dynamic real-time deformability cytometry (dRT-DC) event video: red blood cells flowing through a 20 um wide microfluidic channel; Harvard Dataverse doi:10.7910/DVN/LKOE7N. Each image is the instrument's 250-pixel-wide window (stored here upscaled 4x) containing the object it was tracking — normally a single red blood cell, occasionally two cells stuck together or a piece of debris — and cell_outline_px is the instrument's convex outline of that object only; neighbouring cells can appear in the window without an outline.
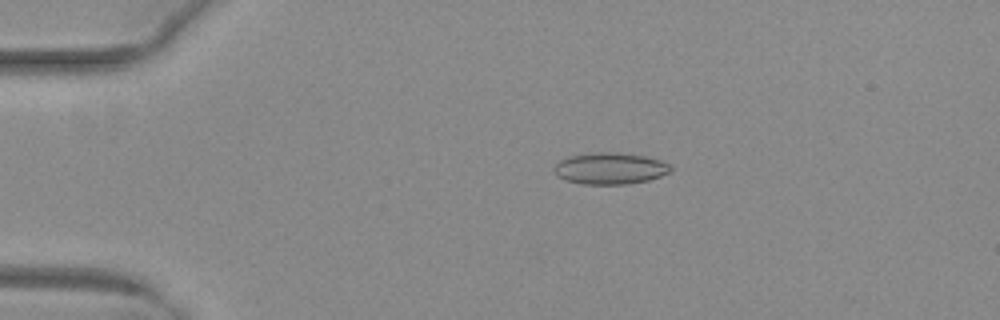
{"species": "common noctule bat (a hibernating species)", "species_latin": "Nyctalus noctula", "temperature_condition": "warm", "stored_images_in_passage": 43, "camera_frame_rate_fps": 3000, "um_per_image_px": 0.085, "animal": {"sex": "female", "body_mass_g": 29.2, "forearm_length_mm": 56.3}, "frame": {"image": 1, "passage_image": 2, "time_ms": 0.333, "image_size_px": [1000, 320], "cell_outline_px": [[672, 172], [648, 180], [628, 184], [580, 184], [564, 180], [556, 176], [552, 168], [560, 160], [568, 156], [592, 152], [616, 152], [644, 156], [660, 160], [668, 164], [672, 168]], "centroid_in_image_um": [51.81, 14.32], "position_along_channel_um": 33.2, "area_um2": 21.68}}
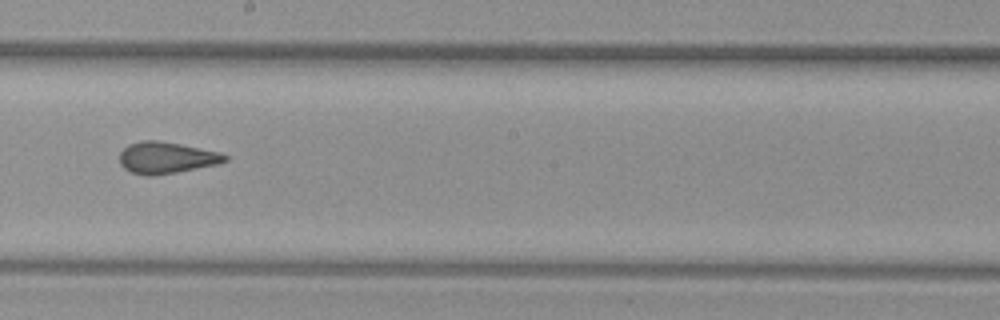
{"frame": {"image": 2, "passage_image": 21, "time_ms": 6.667, "image_size_px": [1000, 320], "cell_outline_px": [[228, 160], [216, 164], [176, 172], [152, 176], [148, 176], [132, 172], [124, 168], [120, 164], [120, 152], [128, 144], [140, 140], [156, 140], [180, 144], [220, 152], [228, 156]], "centroid_in_image_um": [14.12, 13.39], "position_along_channel_um": 234.1, "area_um2": 19.25}}
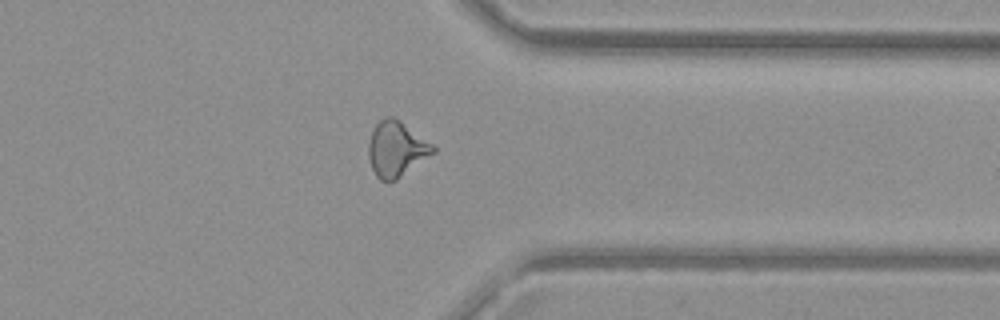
{"frame": {"image": 3, "passage_image": 32, "time_ms": 10.333, "image_size_px": [1000, 320], "cell_outline_px": [[436, 152], [396, 180], [380, 180], [376, 176], [372, 168], [368, 156], [368, 144], [372, 132], [376, 124], [384, 116], [392, 116], [400, 120], [432, 144], [436, 148]], "centroid_in_image_um": [33.69, 12.66], "position_along_channel_um": 377.7, "area_um2": 20.69}, "authors_computed_cell_mechanics": {"area_um2": 19.8832, "velocity_mm_per_s": 4.0329, "shape_relaxation_time_tau1_ms": null, "shape_relaxation_time_tau2_ms": 1.4613, "deformation_change_tau1": null, "deformation_change_tau2": 0.0761}}